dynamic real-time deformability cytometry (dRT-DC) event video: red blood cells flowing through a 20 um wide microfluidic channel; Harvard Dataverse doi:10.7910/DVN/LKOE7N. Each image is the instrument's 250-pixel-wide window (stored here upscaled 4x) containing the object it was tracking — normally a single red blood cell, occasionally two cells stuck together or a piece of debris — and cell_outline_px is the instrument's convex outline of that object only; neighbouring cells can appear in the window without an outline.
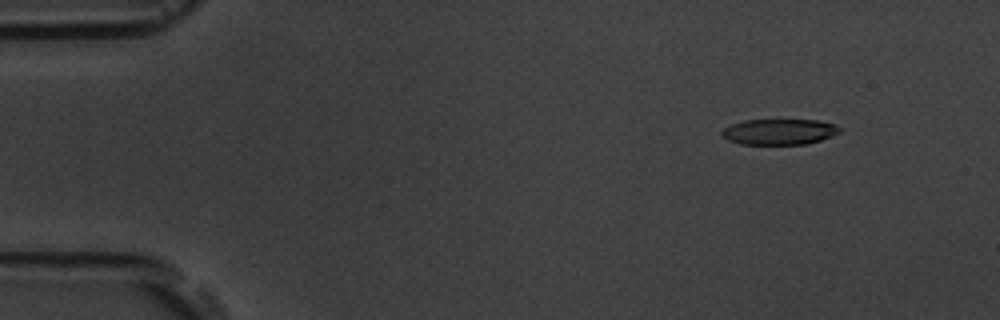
{"species": "common noctule bat (a hibernating species)", "species_latin": "Nyctalus noctula", "temperature_condition": "room temperature", "stored_images_in_passage": 5, "camera_frame_rate_fps": 3000, "um_per_image_px": 0.085, "animal": {"sex": "male", "body_mass_g": 19.5, "forearm_length_mm": 54.6}, "frame": {"image": 1, "passage_image": 1, "time_ms": 0.0, "image_size_px": [1000, 320], "cell_outline_px": [[840, 132], [820, 140], [808, 144], [740, 144], [728, 140], [720, 136], [720, 132], [724, 128], [732, 124], [744, 120], [816, 120], [836, 124], [840, 128]], "centroid_in_image_um": [66.2, 11.2], "position_along_channel_um": 18.8, "area_um2": 17.69}}
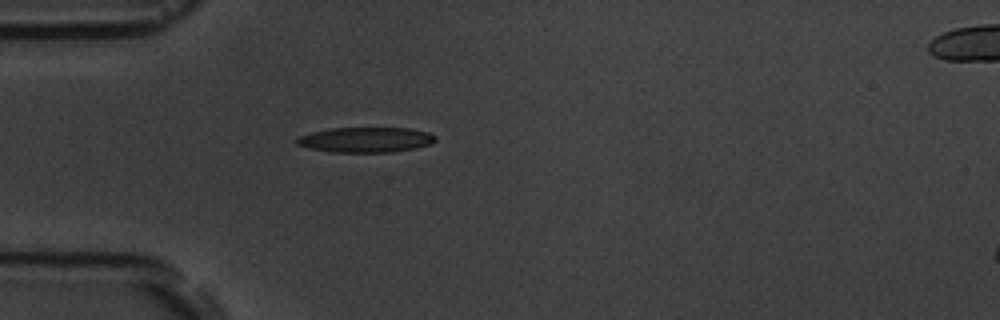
{"frame": {"image": 2, "passage_image": 4, "time_ms": 3.333, "image_size_px": [1000, 320], "cell_outline_px": [[436, 140], [432, 144], [416, 148], [392, 152], [332, 152], [312, 148], [296, 144], [296, 140], [300, 136], [312, 132], [332, 128], [408, 128], [428, 132], [436, 136]], "centroid_in_image_um": [31.14, 11.88], "position_along_channel_um": 53.9, "area_um2": 20.23}}